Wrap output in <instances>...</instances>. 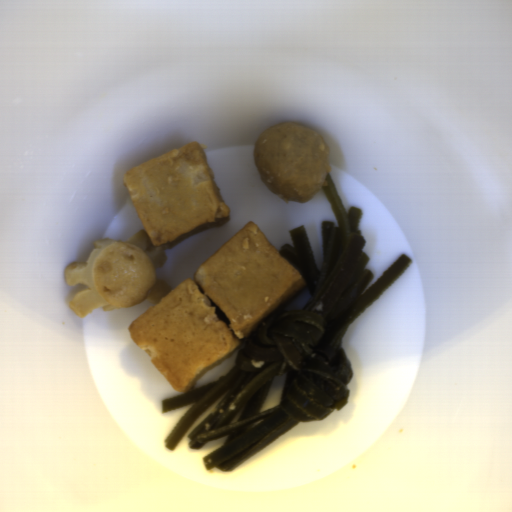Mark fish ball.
Returning <instances> with one entry per match:
<instances>
[{"label": "fish ball", "instance_id": "1", "mask_svg": "<svg viewBox=\"0 0 512 512\" xmlns=\"http://www.w3.org/2000/svg\"><path fill=\"white\" fill-rule=\"evenodd\" d=\"M306 286L261 226L248 220L192 279L180 282L127 329L170 386L188 393Z\"/></svg>", "mask_w": 512, "mask_h": 512}, {"label": "fish ball", "instance_id": "2", "mask_svg": "<svg viewBox=\"0 0 512 512\" xmlns=\"http://www.w3.org/2000/svg\"><path fill=\"white\" fill-rule=\"evenodd\" d=\"M122 184L154 247L172 248L230 222L231 206L196 140L130 168Z\"/></svg>", "mask_w": 512, "mask_h": 512}]
</instances>
